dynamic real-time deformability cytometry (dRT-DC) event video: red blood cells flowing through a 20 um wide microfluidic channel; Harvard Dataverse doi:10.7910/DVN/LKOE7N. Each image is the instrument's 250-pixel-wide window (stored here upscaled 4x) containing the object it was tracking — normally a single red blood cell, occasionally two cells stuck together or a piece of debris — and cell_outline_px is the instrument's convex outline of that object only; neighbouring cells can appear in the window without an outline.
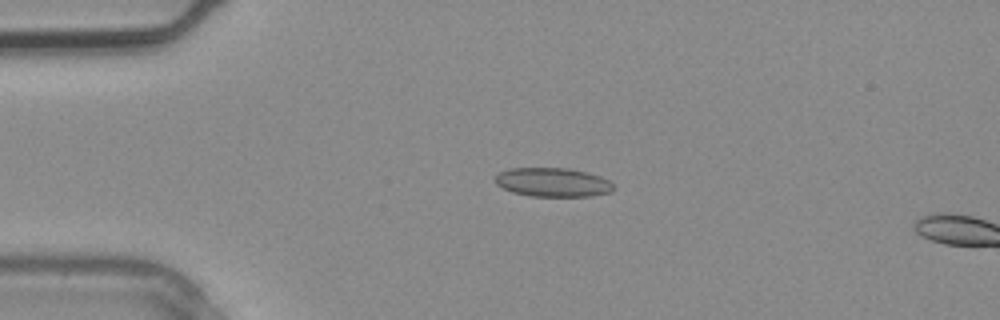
{"species": "common noctule bat (a hibernating species)", "species_latin": "Nyctalus noctula", "temperature_condition": "warm", "stored_images_in_passage": 2, "camera_frame_rate_fps": 3000, "um_per_image_px": 0.085, "animal": {"sex": "male", "body_mass_g": 20.4}, "frame": {"image": 1, "passage_image": 1, "time_ms": 0.0, "image_size_px": [1000, 320], "cell_outline_px": [[612, 192], [592, 196], [528, 196], [512, 192], [496, 184], [496, 176], [500, 172], [512, 168], [568, 168], [588, 172], [600, 176], [608, 180], [612, 184]], "centroid_in_image_um": [47.0, 15.5], "position_along_channel_um": 38.0, "area_um2": 19.88}}